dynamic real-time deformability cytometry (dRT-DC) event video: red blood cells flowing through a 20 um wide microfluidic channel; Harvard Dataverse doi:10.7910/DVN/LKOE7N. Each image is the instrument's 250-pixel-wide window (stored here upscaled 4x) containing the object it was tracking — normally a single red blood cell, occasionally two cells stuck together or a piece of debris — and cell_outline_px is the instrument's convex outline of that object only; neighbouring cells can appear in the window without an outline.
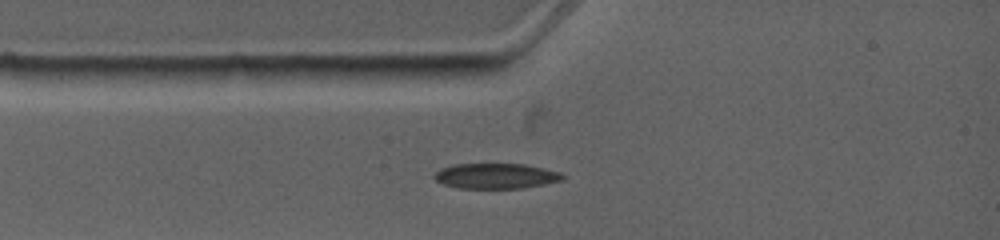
{"species": "common noctule bat (a hibernating species)", "species_latin": "Nyctalus noctula", "temperature_condition": "warm", "stored_images_in_passage": 5, "camera_frame_rate_fps": 4500, "um_per_image_px": 0.085, "animal": {"sex": "female", "body_mass_g": 19.0, "forearm_length_mm": 53.3}, "frame": {"image": 1, "passage_image": 1, "time_ms": 0.0, "image_size_px": [1000, 240], "cell_outline_px": [[564, 180], [524, 188], [460, 188], [444, 184], [436, 180], [432, 176], [440, 168], [452, 164], [524, 164], [544, 168], [560, 172], [564, 176]], "centroid_in_image_um": [42.15, 14.95], "position_along_channel_um": 42.9, "area_um2": 18.96}}
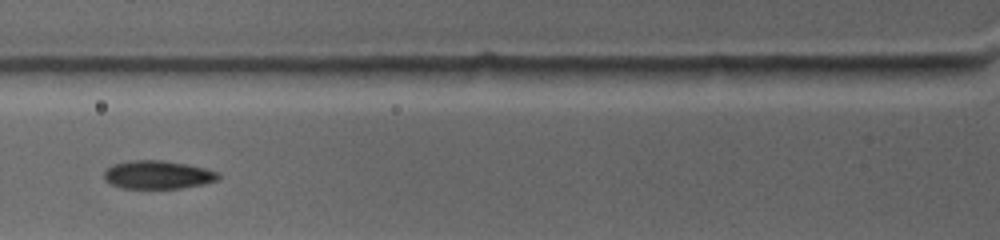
{"frame": {"image": 2, "passage_image": 3, "time_ms": 1.778, "image_size_px": [1000, 240], "cell_outline_px": [[220, 176], [216, 180], [204, 184], [180, 188], [120, 188], [108, 184], [104, 180], [104, 172], [112, 164], [128, 160], [160, 160], [184, 164], [204, 168], [220, 172]], "centroid_in_image_um": [13.36, 14.86], "position_along_channel_um": 112.4, "area_um2": 18.9}}
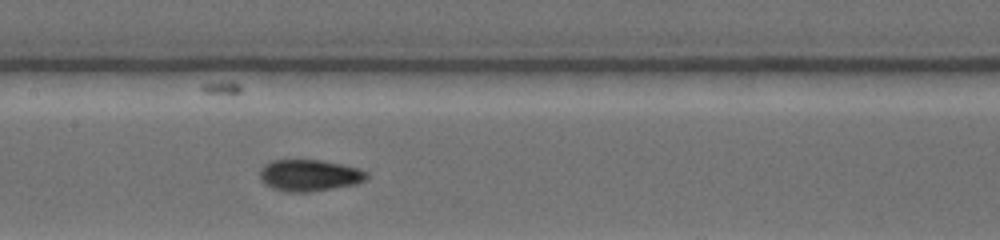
{"frame": {"image": 3, "passage_image": 5, "time_ms": 3.556, "image_size_px": [1000, 240], "cell_outline_px": [[368, 176], [364, 180], [356, 184], [308, 192], [288, 192], [272, 188], [264, 184], [260, 180], [260, 168], [264, 164], [272, 160], [320, 160], [340, 164], [356, 168], [368, 172]], "centroid_in_image_um": [26.25, 14.9], "position_along_channel_um": 181.2, "area_um2": 19.59}}